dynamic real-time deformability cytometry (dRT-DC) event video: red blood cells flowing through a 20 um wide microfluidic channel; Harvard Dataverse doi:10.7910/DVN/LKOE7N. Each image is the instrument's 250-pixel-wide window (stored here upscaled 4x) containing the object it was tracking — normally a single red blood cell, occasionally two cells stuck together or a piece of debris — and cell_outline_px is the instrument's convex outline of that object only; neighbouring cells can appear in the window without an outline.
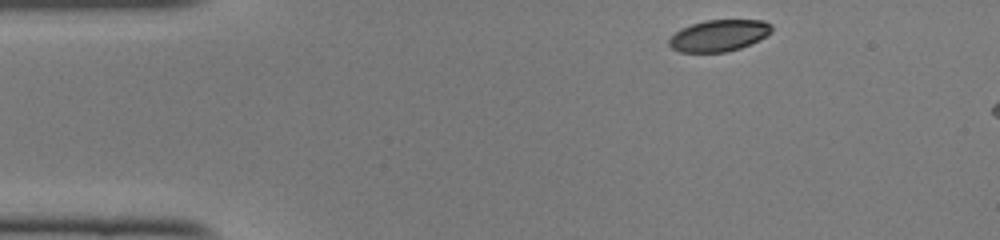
{"species": "common noctule bat (a hibernating species)", "species_latin": "Nyctalus noctula", "temperature_condition": "cold", "stored_images_in_passage": 8, "camera_frame_rate_fps": 3000, "um_per_image_px": 0.085, "animal": {"sex": "female", "body_mass_g": 22.0, "forearm_length_mm": 56.7}, "frame": {"image": 1, "passage_image": 1, "time_ms": 0.0, "image_size_px": [1000, 240], "cell_outline_px": [[772, 32], [760, 40], [740, 48], [724, 52], [680, 52], [672, 48], [668, 44], [668, 40], [680, 28], [704, 20], [764, 20], [772, 24]], "centroid_in_image_um": [61.12, 3.01], "position_along_channel_um": 23.9, "area_um2": 18.96}}